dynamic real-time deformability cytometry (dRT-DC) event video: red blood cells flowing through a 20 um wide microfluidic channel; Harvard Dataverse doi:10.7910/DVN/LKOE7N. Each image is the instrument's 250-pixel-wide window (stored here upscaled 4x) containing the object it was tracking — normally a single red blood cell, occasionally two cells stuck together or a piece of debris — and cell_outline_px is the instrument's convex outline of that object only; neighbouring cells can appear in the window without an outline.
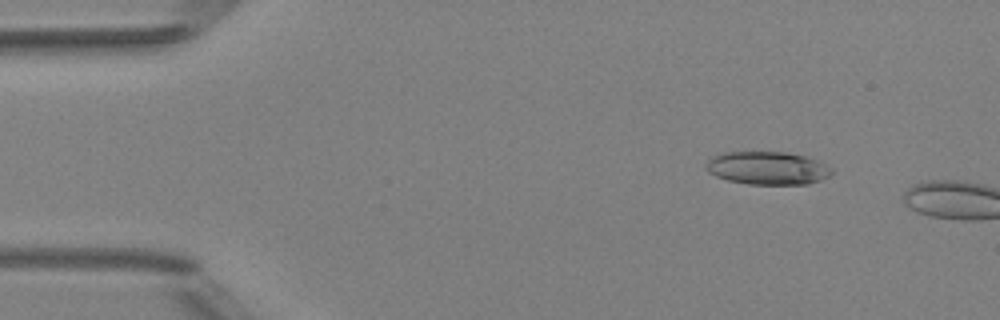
{"species": "Egyptian fruit bat (a non-hibernating species)", "species_latin": "Rousettus aegyptiacus", "temperature_condition": "room temperature", "stored_images_in_passage": 2, "camera_frame_rate_fps": 3000, "um_per_image_px": 0.085, "animal": {"sex": "female"}, "frame": {"image": 1, "passage_image": 1, "time_ms": 0.0, "image_size_px": [1000, 320], "cell_outline_px": [[832, 172], [828, 176], [820, 180], [808, 184], [748, 184], [728, 180], [716, 176], [708, 172], [708, 160], [712, 156], [724, 152], [784, 152], [804, 156], [816, 160], [832, 168]], "centroid_in_image_um": [65.24, 14.29], "position_along_channel_um": 19.8, "area_um2": 23.93}}